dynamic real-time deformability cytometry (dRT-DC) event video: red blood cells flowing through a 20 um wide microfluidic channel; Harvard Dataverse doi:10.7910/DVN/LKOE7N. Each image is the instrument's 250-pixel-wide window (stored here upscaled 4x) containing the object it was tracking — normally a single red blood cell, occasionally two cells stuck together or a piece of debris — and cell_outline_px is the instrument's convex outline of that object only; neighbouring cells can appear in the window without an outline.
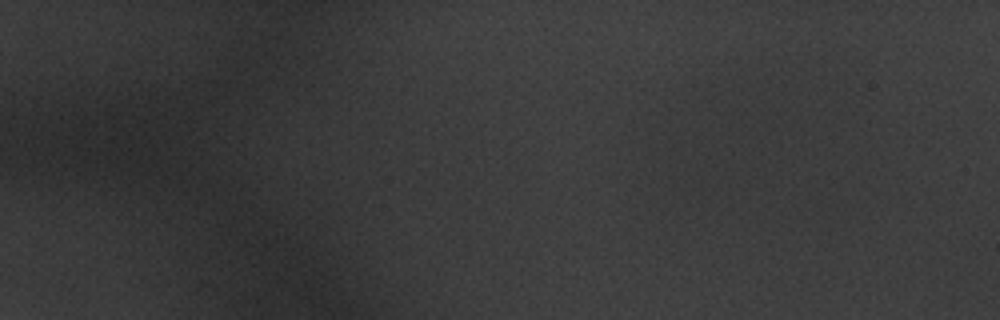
{"species": "common noctule bat (a hibernating species)", "species_latin": "Nyctalus noctula", "temperature_condition": "warm", "stored_images_in_passage": 1, "camera_frame_rate_fps": 3000, "um_per_image_px": 0.085, "animal": {"sex": "male", "body_mass_g": 20.1, "forearm_length_mm": 53.5}, "frame": {"image": 1, "passage_image": 1, "time_ms": 0.0, "image_size_px": [1000, 320], "cell_outline_px": [[176, 168], [156, 180], [104, 176], [96, 164], [96, 148], [120, 124], [152, 100], [156, 100], [176, 156]], "centroid_in_image_um": [11.74, 12.53], "position_along_channel_um": 73.3, "area_um2": 30.98}}